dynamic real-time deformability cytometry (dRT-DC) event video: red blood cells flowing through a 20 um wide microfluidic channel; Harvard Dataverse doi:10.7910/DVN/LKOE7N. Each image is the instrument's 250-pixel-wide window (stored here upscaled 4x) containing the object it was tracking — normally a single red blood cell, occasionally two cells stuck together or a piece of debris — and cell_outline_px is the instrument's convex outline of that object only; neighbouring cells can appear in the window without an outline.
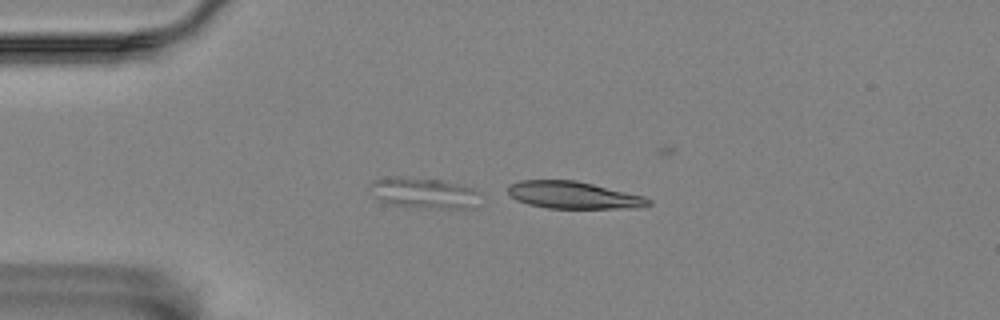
{"species": "Egyptian fruit bat (a non-hibernating species)", "species_latin": "Rousettus aegyptiacus", "temperature_condition": "room temperature", "stored_images_in_passage": 6, "camera_frame_rate_fps": 3000, "um_per_image_px": 0.085, "animal": {"sex": "female"}, "frame": {"image": 1, "passage_image": 6, "time_ms": 1.667, "image_size_px": [1000, 320], "cell_outline_px": [[652, 204], [644, 208], [548, 208], [528, 204], [516, 200], [508, 196], [508, 184], [520, 180], [576, 180], [644, 196], [652, 200]], "centroid_in_image_um": [48.75, 16.59], "position_along_channel_um": 36.3, "area_um2": 22.48}}